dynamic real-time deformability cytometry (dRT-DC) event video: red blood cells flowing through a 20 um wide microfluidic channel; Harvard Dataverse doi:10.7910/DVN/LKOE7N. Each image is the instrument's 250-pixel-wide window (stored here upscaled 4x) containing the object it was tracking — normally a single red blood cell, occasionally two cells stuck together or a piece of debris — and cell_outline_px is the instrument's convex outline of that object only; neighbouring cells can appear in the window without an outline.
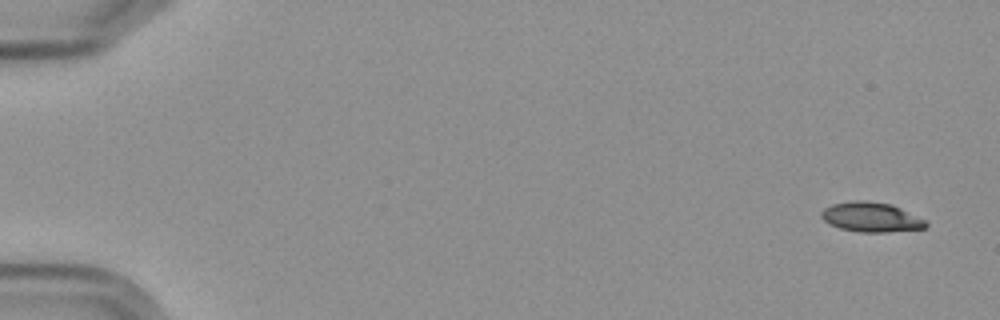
{"species": "Egyptian fruit bat (a non-hibernating species)", "species_latin": "Rousettus aegyptiacus", "temperature_condition": "cold", "stored_images_in_passage": 6, "camera_frame_rate_fps": 3000, "um_per_image_px": 0.085, "frame": {"image": 1, "passage_image": 1, "time_ms": 0.0, "image_size_px": [1000, 320], "cell_outline_px": [[928, 224], [924, 228], [888, 232], [860, 232], [840, 228], [824, 220], [820, 216], [820, 212], [824, 208], [832, 204], [852, 200], [868, 200], [892, 204], [924, 220]], "centroid_in_image_um": [74.01, 18.44], "position_along_channel_um": 11.0, "area_um2": 17.98}}
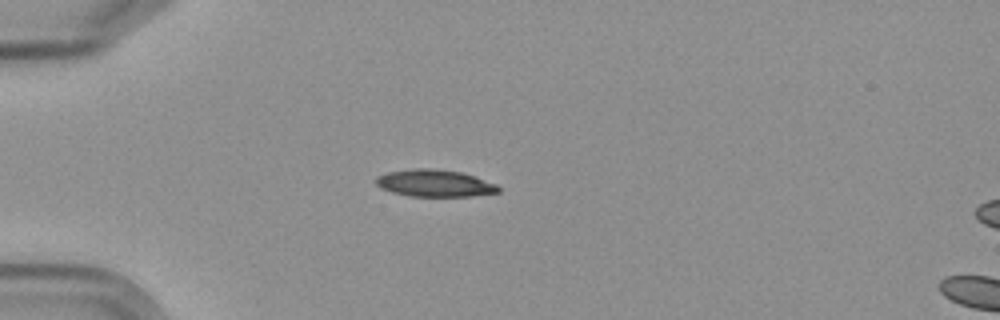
{"frame": {"image": 2, "passage_image": 5, "time_ms": 4.667, "image_size_px": [1000, 320], "cell_outline_px": [[500, 192], [472, 196], [412, 196], [392, 192], [380, 188], [376, 184], [376, 176], [388, 172], [412, 168], [432, 168], [460, 172], [496, 184], [500, 188]], "centroid_in_image_um": [36.92, 15.57], "position_along_channel_um": 48.1, "area_um2": 19.19}}